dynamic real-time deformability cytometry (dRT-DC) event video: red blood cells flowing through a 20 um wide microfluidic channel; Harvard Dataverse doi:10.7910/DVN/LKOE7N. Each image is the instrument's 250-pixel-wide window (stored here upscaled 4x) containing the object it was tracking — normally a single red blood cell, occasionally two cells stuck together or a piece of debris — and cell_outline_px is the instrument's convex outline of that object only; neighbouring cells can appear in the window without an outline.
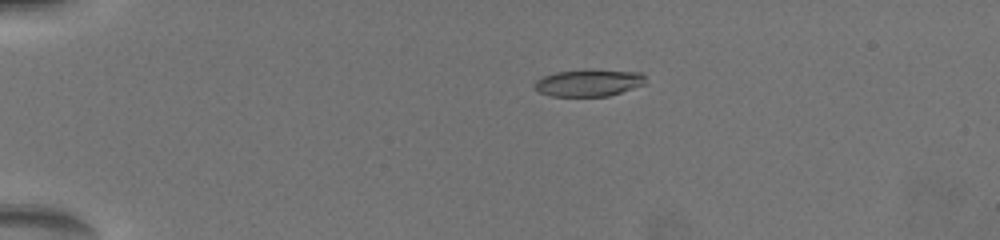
{"species": "common noctule bat (a hibernating species)", "species_latin": "Nyctalus noctula", "temperature_condition": "warm", "stored_images_in_passage": 35, "camera_frame_rate_fps": 3000, "um_per_image_px": 0.085, "animal": {"sex": "female", "body_mass_g": 19.5, "forearm_length_mm": 54.1}, "frame": {"image": 1, "passage_image": 1, "time_ms": 0.0, "image_size_px": [1000, 240], "cell_outline_px": [[644, 84], [608, 96], [552, 96], [540, 92], [532, 88], [532, 84], [536, 80], [544, 76], [556, 72], [640, 72], [644, 76]], "centroid_in_image_um": [49.95, 7.09], "position_along_channel_um": 35.1, "area_um2": 16.47}}
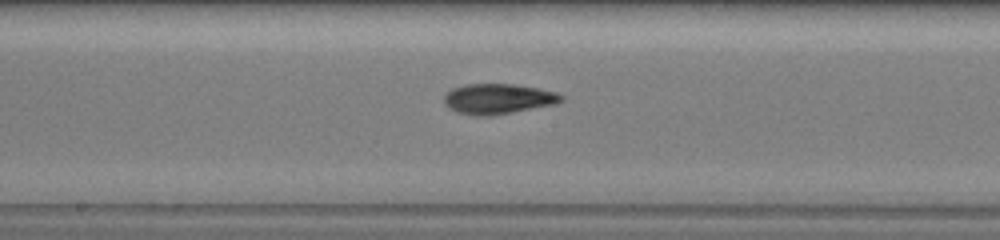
{"frame": {"image": 2, "passage_image": 16, "time_ms": 6.333, "image_size_px": [1000, 240], "cell_outline_px": [[564, 100], [556, 104], [488, 116], [476, 116], [456, 112], [448, 108], [444, 104], [444, 96], [452, 88], [464, 84], [512, 84], [540, 88], [556, 92], [564, 96]], "centroid_in_image_um": [42.33, 8.4], "position_along_channel_um": 205.9, "area_um2": 20.75}}
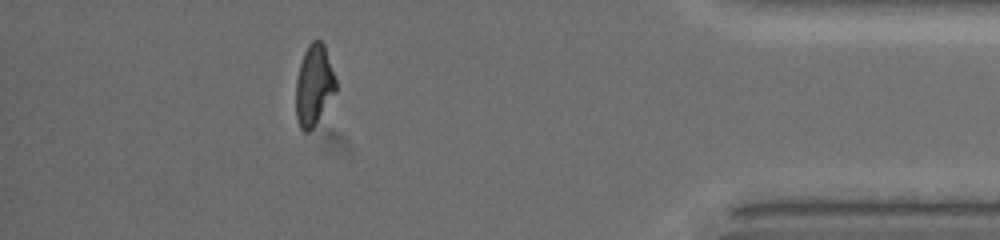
{"frame": {"image": 3, "passage_image": 30, "time_ms": 12.667, "image_size_px": [1000, 240], "cell_outline_px": [[336, 92], [312, 128], [308, 132], [304, 132], [300, 128], [296, 116], [296, 80], [300, 64], [304, 52], [308, 44], [312, 40], [320, 40], [324, 44], [336, 80]], "centroid_in_image_um": [26.68, 7.23], "position_along_channel_um": 408.5, "area_um2": 18.67}, "authors_computed_cell_mechanics": {"area_um2": 18.9584, "velocity_mm_per_s": 3.8074, "shape_relaxation_time_tau1_ms": 4.5742, "shape_relaxation_time_tau2_ms": 1.8711, "deformation_change_tau1": 0.1753, "deformation_change_tau2": 0.0922}}